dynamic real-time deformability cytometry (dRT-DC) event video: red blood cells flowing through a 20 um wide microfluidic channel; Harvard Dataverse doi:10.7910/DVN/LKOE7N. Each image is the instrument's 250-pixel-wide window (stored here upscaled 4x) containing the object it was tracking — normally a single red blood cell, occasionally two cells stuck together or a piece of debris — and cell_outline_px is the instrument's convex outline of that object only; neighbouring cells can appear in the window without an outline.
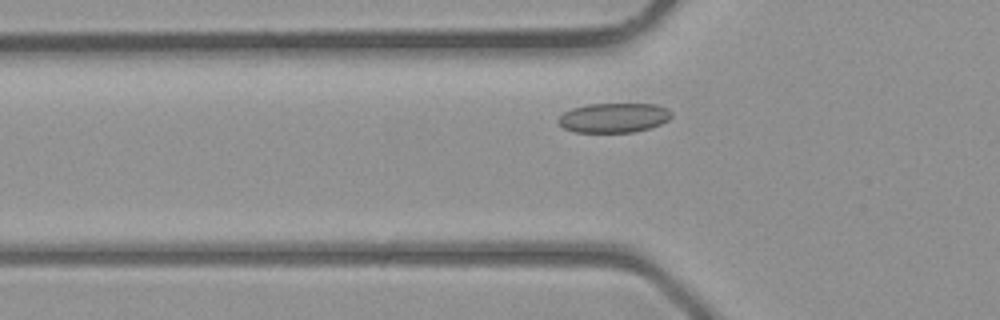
{"species": "common noctule bat (a hibernating species)", "species_latin": "Nyctalus noctula", "temperature_condition": "room temperature", "stored_images_in_passage": 33, "camera_frame_rate_fps": 3000, "um_per_image_px": 0.085, "animal": {"sex": "male", "body_mass_g": 23.1, "forearm_length_mm": 52.7}, "frame": {"image": 1, "passage_image": 6, "time_ms": 1.667, "image_size_px": [1000, 320], "cell_outline_px": [[672, 116], [668, 120], [652, 128], [632, 132], [576, 132], [564, 128], [556, 120], [564, 112], [572, 108], [588, 104], [656, 104], [668, 108], [672, 112]], "centroid_in_image_um": [52.2, 10.0], "position_along_channel_um": 73.6, "area_um2": 19.59}}
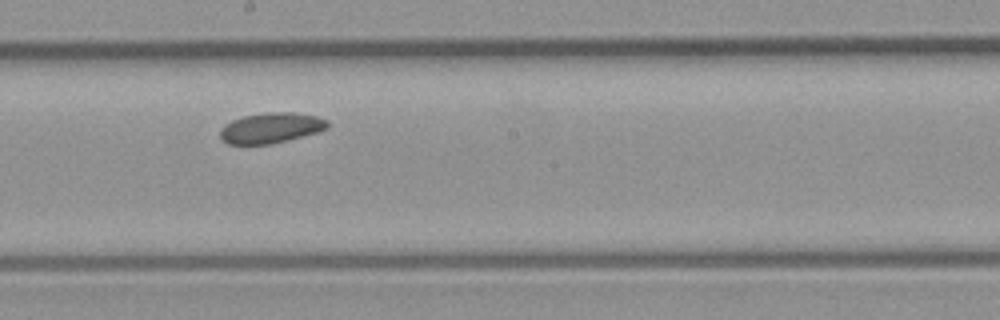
{"frame": {"image": 2, "passage_image": 15, "time_ms": 4.667, "image_size_px": [1000, 320], "cell_outline_px": [[328, 128], [316, 132], [288, 140], [268, 144], [228, 144], [220, 140], [220, 128], [224, 124], [232, 120], [244, 116], [264, 112], [292, 112], [316, 116], [328, 120]], "centroid_in_image_um": [22.99, 10.87], "position_along_channel_um": 225.2, "area_um2": 19.07}}
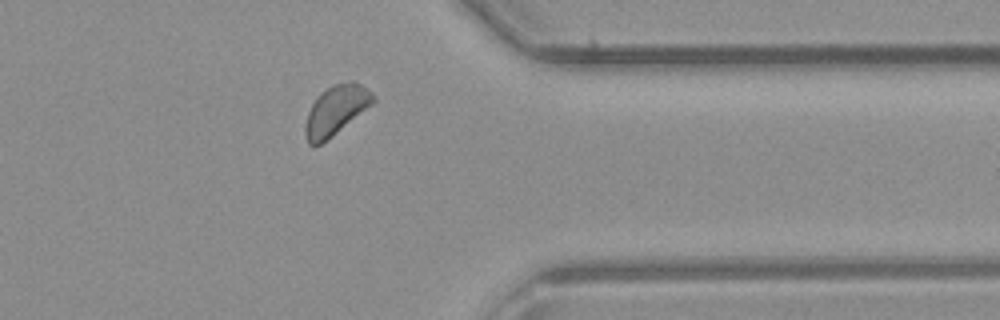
{"frame": {"image": 3, "passage_image": 25, "time_ms": 8.0, "image_size_px": [1000, 320], "cell_outline_px": [[376, 100], [372, 104], [336, 132], [320, 144], [308, 144], [304, 136], [304, 128], [308, 112], [316, 96], [320, 92], [332, 84], [352, 80], [360, 84], [372, 92], [376, 96]], "centroid_in_image_um": [28.53, 9.32], "position_along_channel_um": 382.9, "area_um2": 19.36}}